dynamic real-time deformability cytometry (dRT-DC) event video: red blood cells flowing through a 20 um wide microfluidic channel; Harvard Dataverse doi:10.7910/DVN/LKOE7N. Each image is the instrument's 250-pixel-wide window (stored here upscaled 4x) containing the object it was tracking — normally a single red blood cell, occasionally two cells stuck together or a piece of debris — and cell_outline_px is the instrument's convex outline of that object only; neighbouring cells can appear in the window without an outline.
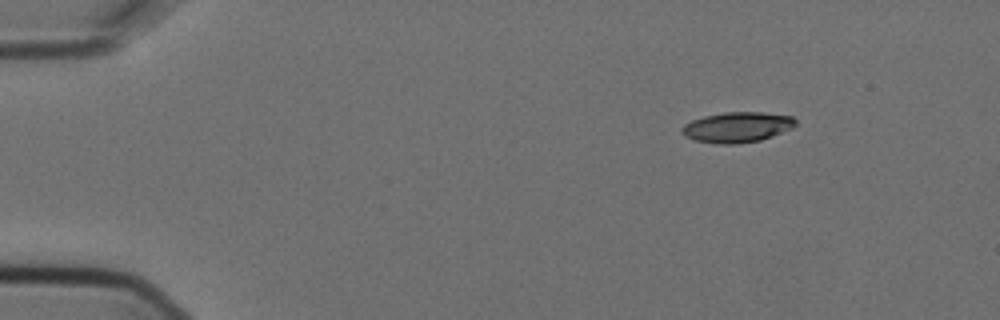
{"species": "Egyptian fruit bat (a non-hibernating species)", "species_latin": "Rousettus aegyptiacus", "temperature_condition": "cold", "stored_images_in_passage": 6, "camera_frame_rate_fps": 3000, "um_per_image_px": 0.085, "animal": {"sex": "female"}, "frame": {"image": 1, "passage_image": 1, "time_ms": 0.0, "image_size_px": [1000, 320], "cell_outline_px": [[796, 124], [792, 128], [772, 136], [760, 140], [736, 144], [716, 144], [696, 140], [684, 136], [680, 132], [680, 128], [684, 124], [692, 120], [704, 116], [724, 112], [760, 112], [792, 116], [796, 120]], "centroid_in_image_um": [62.63, 10.81], "position_along_channel_um": 22.4, "area_um2": 20.17}}
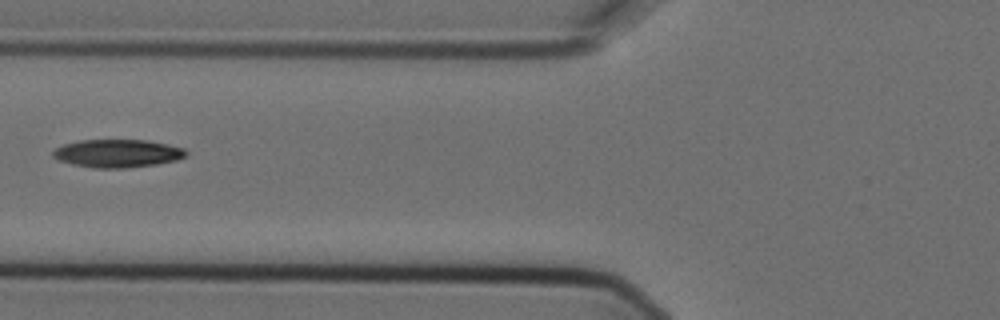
{"frame": {"image": 2, "passage_image": 5, "time_ms": 1.333, "image_size_px": [1000, 320], "cell_outline_px": [[188, 152], [184, 156], [176, 160], [156, 164], [124, 168], [92, 168], [72, 164], [60, 160], [52, 156], [52, 152], [56, 148], [64, 144], [80, 140], [148, 140], [168, 144], [184, 148]], "centroid_in_image_um": [9.98, 13.03], "position_along_channel_um": 115.8, "area_um2": 21.68}}
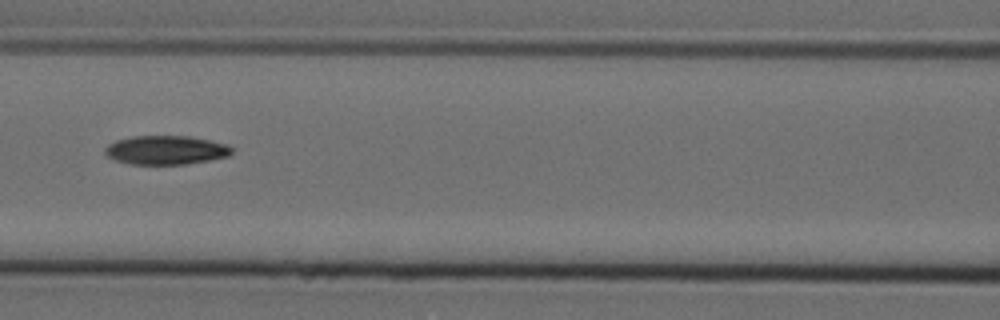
{"frame": {"image": 3, "passage_image": 6, "time_ms": 1.667, "image_size_px": [1000, 320], "cell_outline_px": [[232, 152], [228, 156], [208, 160], [184, 164], [132, 164], [116, 160], [108, 156], [104, 152], [104, 148], [108, 144], [116, 140], [132, 136], [188, 136], [228, 144], [232, 148]], "centroid_in_image_um": [14.09, 12.75], "position_along_channel_um": 152.5, "area_um2": 21.21}}